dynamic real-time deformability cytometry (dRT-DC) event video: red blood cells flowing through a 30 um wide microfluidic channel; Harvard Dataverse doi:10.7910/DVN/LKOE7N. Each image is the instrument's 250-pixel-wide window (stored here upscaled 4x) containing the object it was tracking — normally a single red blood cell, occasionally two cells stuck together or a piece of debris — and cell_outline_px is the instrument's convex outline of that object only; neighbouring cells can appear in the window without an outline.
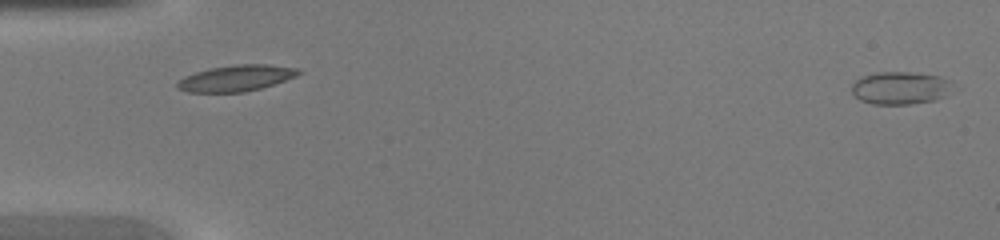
{"species": "common noctule bat (a hibernating species)", "species_latin": "Nyctalus noctula", "temperature_condition": "warm", "stored_images_in_passage": 32, "camera_frame_rate_fps": 3000, "um_per_image_px": 0.085, "animal": {"sex": "female", "body_mass_g": 20.0, "forearm_length_mm": 54.0}, "frame": {"image": 1, "passage_image": 1, "time_ms": 0.0, "image_size_px": [1000, 240], "cell_outline_px": [[952, 80], [948, 96], [936, 100], [912, 104], [872, 104], [860, 100], [852, 92], [852, 84], [860, 76], [876, 72], [912, 72], [940, 76]], "centroid_in_image_um": [76.54, 7.47], "position_along_channel_um": 8.5, "area_um2": 19.54}}
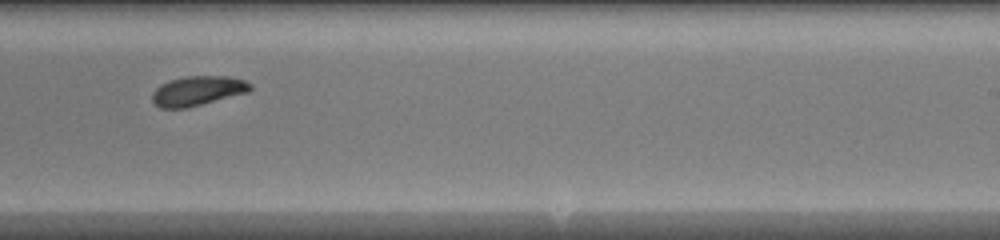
{"frame": {"image": 2, "passage_image": 15, "time_ms": 4.667, "image_size_px": [1000, 240], "cell_outline_px": [[252, 88], [248, 92], [184, 108], [160, 108], [152, 100], [152, 92], [160, 84], [168, 80], [188, 76], [228, 76], [244, 80], [252, 84]], "centroid_in_image_um": [16.78, 7.7], "position_along_channel_um": 272.2, "area_um2": 16.76}}
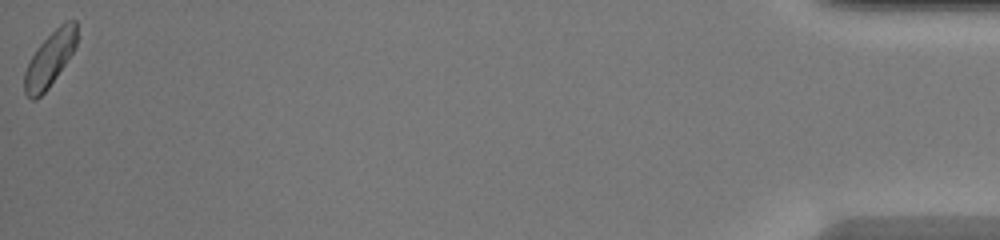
{"frame": {"image": 3, "passage_image": 32, "time_ms": 10.333, "image_size_px": [1000, 240], "cell_outline_px": [[76, 44], [72, 52], [48, 88], [36, 100], [32, 100], [24, 92], [24, 72], [32, 56], [40, 44], [60, 24], [68, 20], [76, 20]], "centroid_in_image_um": [4.21, 5.04], "position_along_channel_um": 431.0, "area_um2": 16.18}}